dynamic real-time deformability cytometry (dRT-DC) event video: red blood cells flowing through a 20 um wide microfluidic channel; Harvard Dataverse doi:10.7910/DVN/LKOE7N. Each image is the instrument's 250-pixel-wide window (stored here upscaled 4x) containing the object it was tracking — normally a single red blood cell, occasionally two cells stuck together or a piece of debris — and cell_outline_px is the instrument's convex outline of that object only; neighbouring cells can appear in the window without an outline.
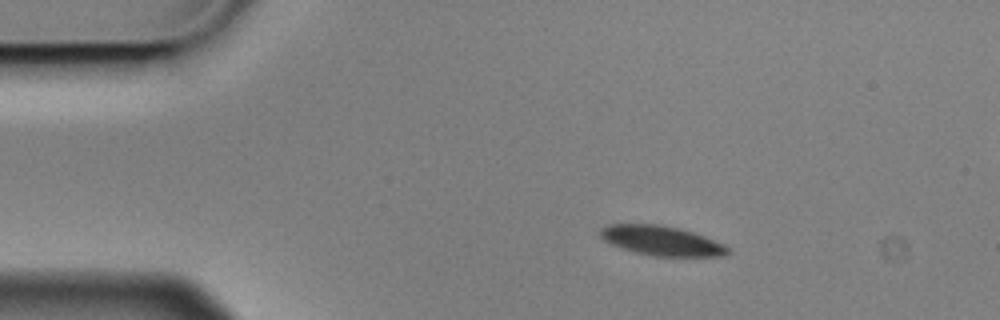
{"species": "Egyptian fruit bat (a non-hibernating species)", "species_latin": "Rousettus aegyptiacus", "temperature_condition": "cold", "stored_images_in_passage": 5, "camera_frame_rate_fps": 3000, "um_per_image_px": 0.085, "animal": {"sex": "male"}, "frame": {"image": 1, "passage_image": 2, "time_ms": 0.333, "image_size_px": [1000, 320], "cell_outline_px": [[732, 252], [724, 256], [652, 256], [636, 252], [612, 244], [604, 240], [600, 236], [600, 228], [608, 224], [656, 224], [676, 228], [692, 232], [704, 236], [724, 244]], "centroid_in_image_um": [56.24, 20.46], "position_along_channel_um": 28.8, "area_um2": 21.79}}
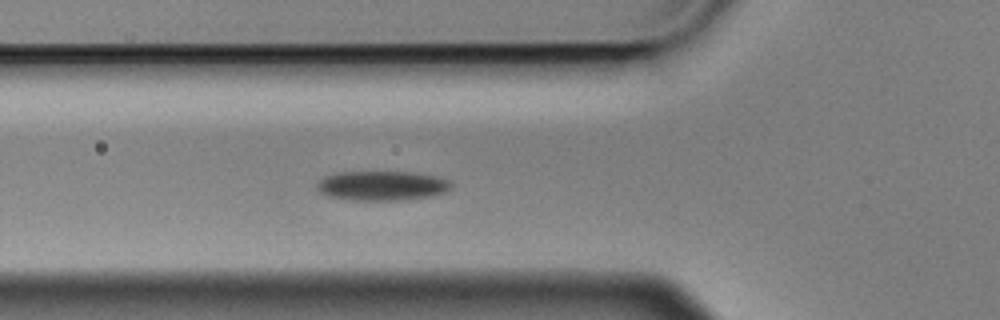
{"frame": {"image": 2, "passage_image": 5, "time_ms": 1.333, "image_size_px": [1000, 320], "cell_outline_px": [[452, 188], [444, 192], [432, 196], [400, 200], [352, 200], [328, 196], [320, 192], [316, 188], [316, 184], [324, 176], [336, 172], [408, 172], [436, 176], [448, 180], [452, 184]], "centroid_in_image_um": [32.44, 15.78], "position_along_channel_um": 93.4, "area_um2": 23.12}}